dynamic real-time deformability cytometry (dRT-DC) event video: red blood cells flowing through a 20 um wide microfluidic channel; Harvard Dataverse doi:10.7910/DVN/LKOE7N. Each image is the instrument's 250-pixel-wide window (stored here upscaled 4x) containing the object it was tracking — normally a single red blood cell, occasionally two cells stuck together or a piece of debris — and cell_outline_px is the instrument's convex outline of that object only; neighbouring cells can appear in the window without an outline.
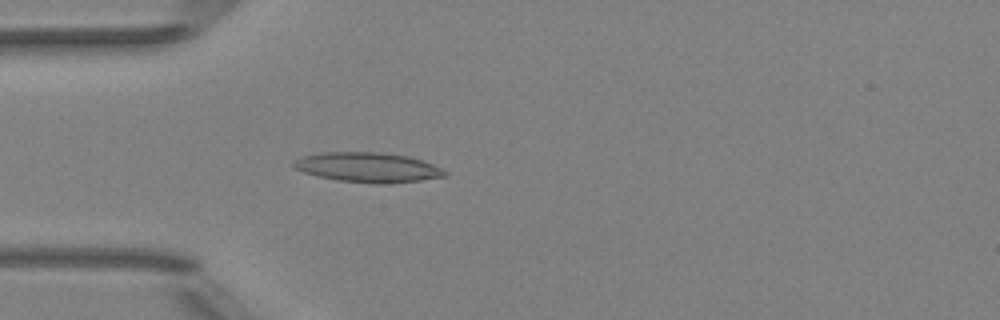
{"species": "Egyptian fruit bat (a non-hibernating species)", "species_latin": "Rousettus aegyptiacus", "temperature_condition": "room temperature", "stored_images_in_passage": 51, "camera_frame_rate_fps": 3000, "um_per_image_px": 0.085, "animal": {"sex": "female"}, "frame": {"image": 1, "passage_image": 15, "time_ms": 4.667, "image_size_px": [1000, 320], "cell_outline_px": [[448, 176], [420, 180], [380, 184], [376, 184], [336, 180], [316, 176], [304, 172], [296, 168], [292, 164], [296, 160], [304, 156], [324, 152], [380, 152], [408, 156], [432, 164], [448, 172]], "centroid_in_image_um": [31.28, 14.23], "position_along_channel_um": 53.7, "area_um2": 26.07}}
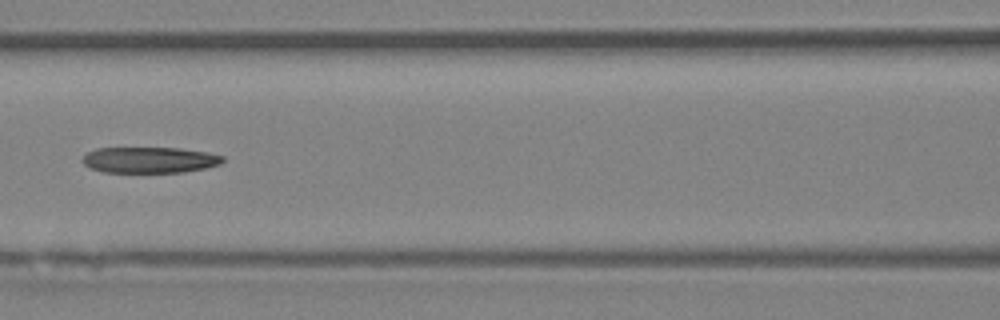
{"frame": {"image": 2, "passage_image": 23, "time_ms": 7.333, "image_size_px": [1000, 320], "cell_outline_px": [[224, 160], [220, 164], [204, 168], [184, 172], [104, 172], [88, 168], [84, 164], [84, 156], [88, 152], [96, 148], [180, 148], [208, 152], [224, 156]], "centroid_in_image_um": [12.73, 13.59], "position_along_channel_um": 153.9, "area_um2": 21.21}}
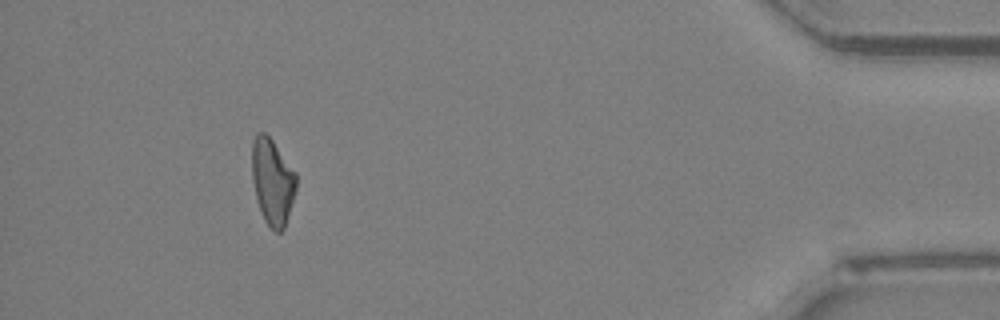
{"frame": {"image": 3, "passage_image": 47, "time_ms": 15.333, "image_size_px": [1000, 320], "cell_outline_px": [[296, 188], [284, 228], [280, 232], [276, 232], [264, 220], [256, 196], [252, 180], [252, 140], [256, 132], [264, 132], [272, 140], [296, 172]], "centroid_in_image_um": [23.15, 15.39], "position_along_channel_um": 412.1, "area_um2": 21.96}}